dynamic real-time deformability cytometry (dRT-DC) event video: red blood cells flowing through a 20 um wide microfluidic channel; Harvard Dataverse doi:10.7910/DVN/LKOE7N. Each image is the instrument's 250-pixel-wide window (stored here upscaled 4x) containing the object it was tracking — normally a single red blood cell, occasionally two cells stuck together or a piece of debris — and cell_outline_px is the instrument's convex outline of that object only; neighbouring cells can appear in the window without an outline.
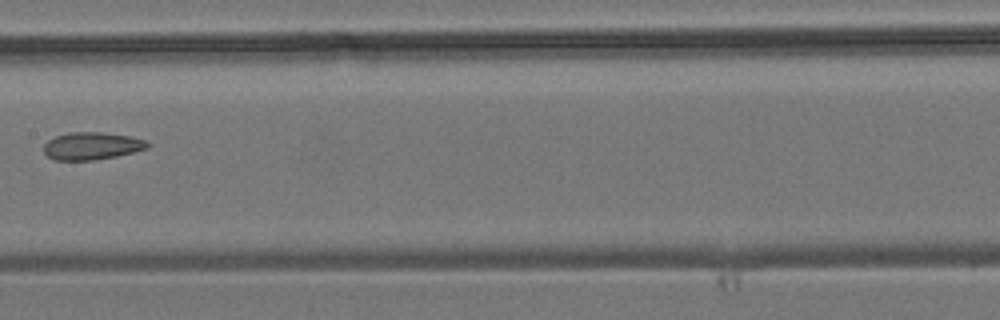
{"species": "common noctule bat (a hibernating species)", "species_latin": "Nyctalus noctula", "temperature_condition": "room temperature", "stored_images_in_passage": 9, "camera_frame_rate_fps": 3000, "um_per_image_px": 0.085, "animal": {"sex": "male", "body_mass_g": 19.2, "forearm_length_mm": 51.8}, "frame": {"image": 1, "passage_image": 7, "time_ms": 7.333, "image_size_px": [1000, 320], "cell_outline_px": [[152, 144], [148, 148], [116, 156], [92, 160], [56, 160], [48, 156], [44, 152], [44, 144], [48, 140], [56, 136], [68, 132], [100, 132], [132, 136], [148, 140]], "centroid_in_image_um": [7.84, 12.39], "position_along_channel_um": 199.6, "area_um2": 16.7}}
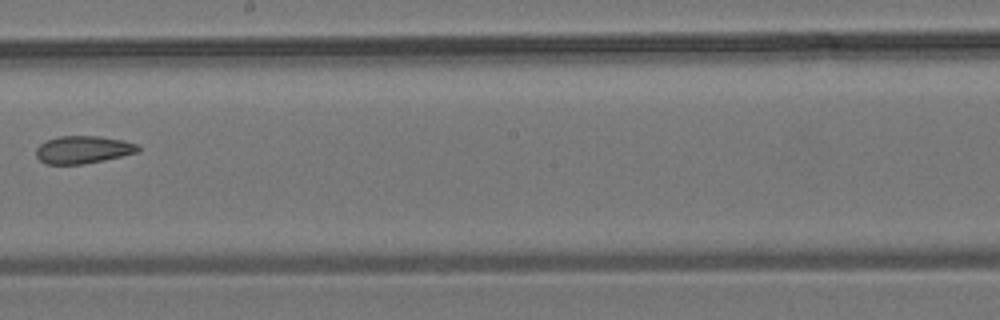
{"frame": {"image": 2, "passage_image": 8, "time_ms": 8.333, "image_size_px": [1000, 320], "cell_outline_px": [[140, 148], [136, 152], [120, 156], [84, 164], [44, 164], [36, 156], [36, 148], [40, 144], [48, 140], [60, 136], [100, 136], [124, 140], [136, 144]], "centroid_in_image_um": [7.03, 12.72], "position_along_channel_um": 241.2, "area_um2": 16.24}}
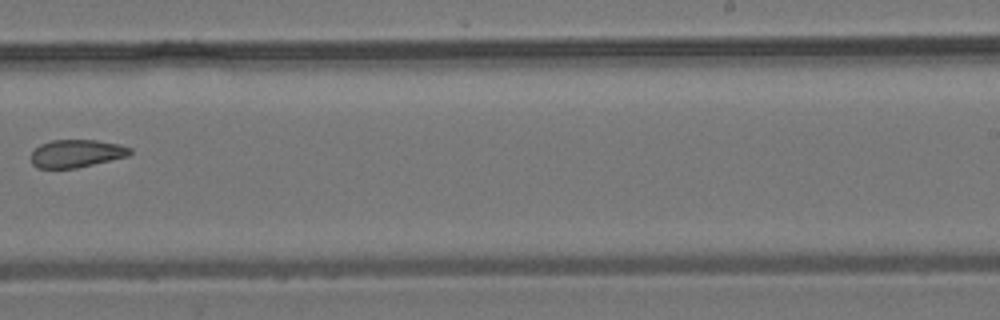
{"frame": {"image": 3, "passage_image": 9, "time_ms": 9.333, "image_size_px": [1000, 320], "cell_outline_px": [[132, 152], [128, 156], [76, 168], [36, 168], [32, 164], [32, 152], [40, 144], [52, 140], [96, 140], [120, 144], [132, 148]], "centroid_in_image_um": [6.51, 13.04], "position_along_channel_um": 282.5, "area_um2": 16.01}}